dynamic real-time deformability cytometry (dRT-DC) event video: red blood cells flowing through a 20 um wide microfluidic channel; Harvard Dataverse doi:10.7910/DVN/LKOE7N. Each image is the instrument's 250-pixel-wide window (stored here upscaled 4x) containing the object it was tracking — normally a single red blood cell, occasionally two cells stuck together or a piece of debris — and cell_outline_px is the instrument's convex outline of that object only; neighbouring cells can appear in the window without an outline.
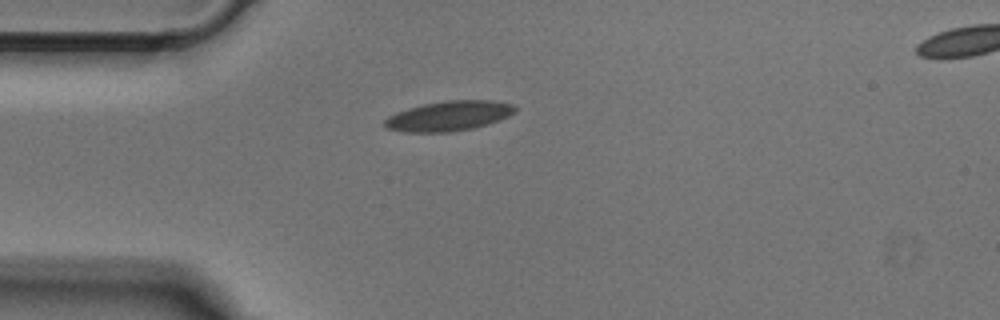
{"species": "Egyptian fruit bat (a non-hibernating species)", "species_latin": "Rousettus aegyptiacus", "temperature_condition": "cold", "stored_images_in_passage": 39, "camera_frame_rate_fps": 3000, "um_per_image_px": 0.085, "animal": {"sex": "male"}, "frame": {"image": 1, "passage_image": 1, "time_ms": 0.0, "image_size_px": [1000, 320], "cell_outline_px": [[516, 108], [508, 116], [472, 128], [448, 132], [404, 132], [388, 128], [384, 124], [384, 120], [388, 116], [396, 112], [408, 108], [424, 104], [448, 100], [496, 100], [512, 104]], "centroid_in_image_um": [38.11, 9.84], "position_along_channel_um": 46.9, "area_um2": 22.37}}
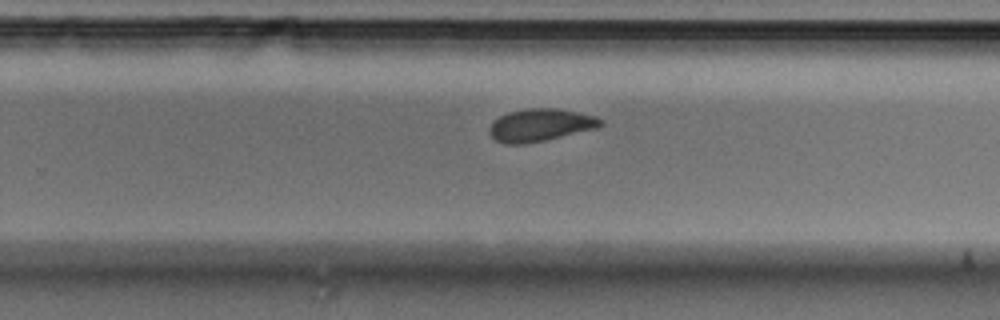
{"frame": {"image": 2, "passage_image": 20, "time_ms": 6.333, "image_size_px": [1000, 320], "cell_outline_px": [[604, 124], [596, 128], [544, 140], [524, 144], [504, 144], [496, 140], [488, 132], [488, 128], [500, 116], [508, 112], [524, 108], [556, 108], [576, 112], [592, 116], [604, 120]], "centroid_in_image_um": [45.9, 10.63], "position_along_channel_um": 283.9, "area_um2": 20.87}}
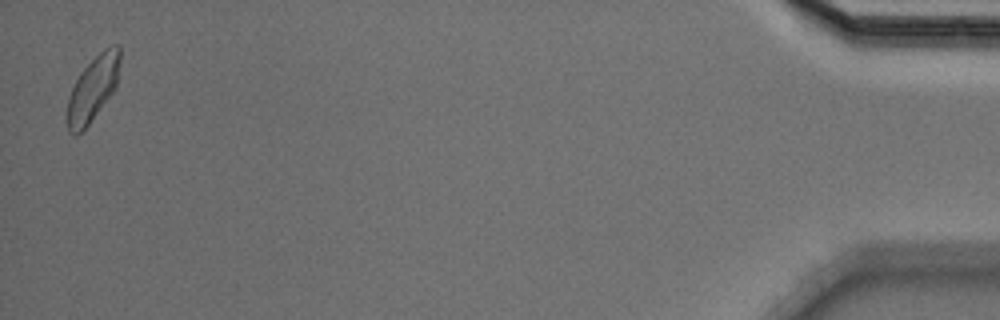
{"frame": {"image": 3, "passage_image": 38, "time_ms": 12.333, "image_size_px": [1000, 320], "cell_outline_px": [[120, 60], [116, 88], [88, 124], [76, 136], [72, 136], [68, 132], [68, 96], [80, 72], [104, 48], [112, 44], [120, 44]], "centroid_in_image_um": [7.91, 7.51], "position_along_channel_um": 427.3, "area_um2": 19.77}}